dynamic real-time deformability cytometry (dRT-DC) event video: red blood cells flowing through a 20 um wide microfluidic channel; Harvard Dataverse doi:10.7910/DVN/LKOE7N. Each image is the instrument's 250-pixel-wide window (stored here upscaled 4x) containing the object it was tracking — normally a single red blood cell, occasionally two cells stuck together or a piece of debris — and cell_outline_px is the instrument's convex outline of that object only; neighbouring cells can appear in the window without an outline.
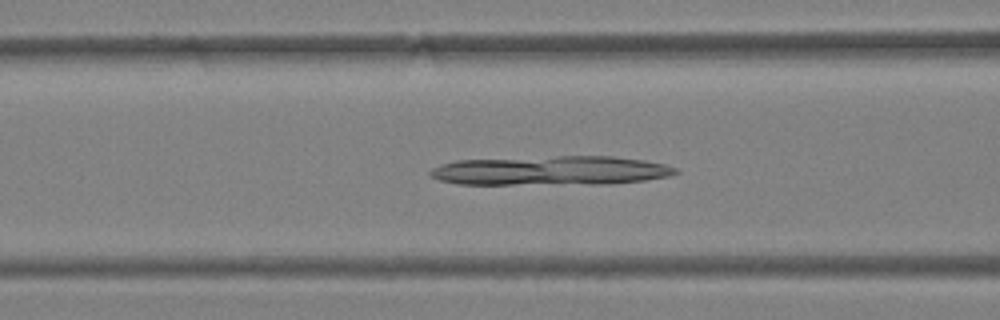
{"species": "Egyptian fruit bat (a non-hibernating species)", "species_latin": "Rousettus aegyptiacus", "temperature_condition": "warm", "stored_images_in_passage": 38, "camera_frame_rate_fps": 3000, "um_per_image_px": 0.085, "animal": {"sex": "female"}, "frame": {"image": 1, "passage_image": 11, "time_ms": 3.333, "image_size_px": [1000, 320], "cell_outline_px": [[680, 172], [668, 176], [644, 180], [600, 184], [460, 184], [440, 180], [428, 176], [428, 172], [432, 168], [440, 164], [456, 160], [556, 156], [612, 156], [644, 160], [664, 164], [676, 168]], "centroid_in_image_um": [46.77, 14.5], "position_along_channel_um": 119.8, "area_um2": 41.91}}
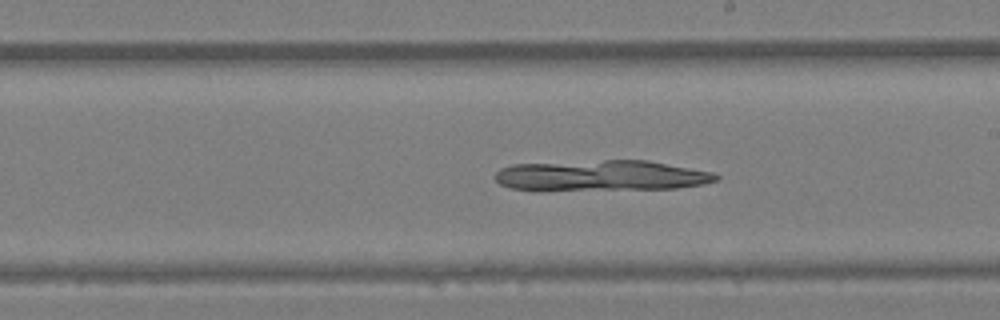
{"frame": {"image": 2, "passage_image": 19, "time_ms": 6.0, "image_size_px": [1000, 320], "cell_outline_px": [[720, 180], [704, 184], [676, 188], [536, 192], [512, 188], [500, 184], [496, 180], [496, 172], [500, 168], [512, 164], [604, 160], [648, 160], [712, 172], [720, 176]], "centroid_in_image_um": [51.06, 14.95], "position_along_channel_um": 237.9, "area_um2": 40.52}}
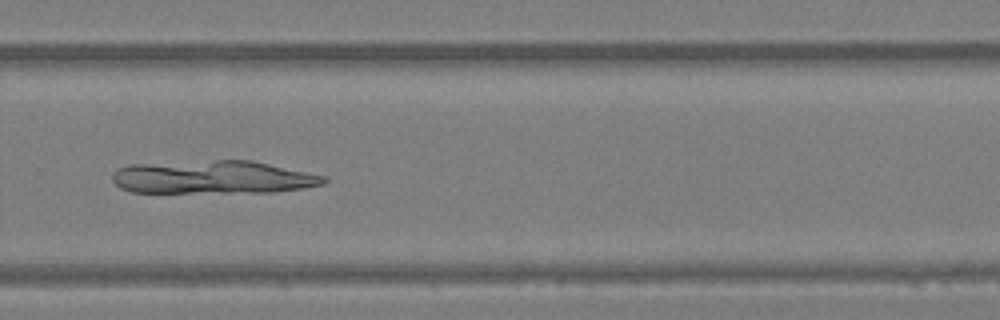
{"frame": {"image": 3, "passage_image": 24, "time_ms": 7.667, "image_size_px": [1000, 320], "cell_outline_px": [[328, 180], [324, 184], [304, 188], [276, 192], [132, 192], [120, 188], [112, 180], [112, 172], [116, 168], [128, 164], [216, 160], [252, 160], [328, 176]], "centroid_in_image_um": [18.12, 15.06], "position_along_channel_um": 311.7, "area_um2": 41.27}}